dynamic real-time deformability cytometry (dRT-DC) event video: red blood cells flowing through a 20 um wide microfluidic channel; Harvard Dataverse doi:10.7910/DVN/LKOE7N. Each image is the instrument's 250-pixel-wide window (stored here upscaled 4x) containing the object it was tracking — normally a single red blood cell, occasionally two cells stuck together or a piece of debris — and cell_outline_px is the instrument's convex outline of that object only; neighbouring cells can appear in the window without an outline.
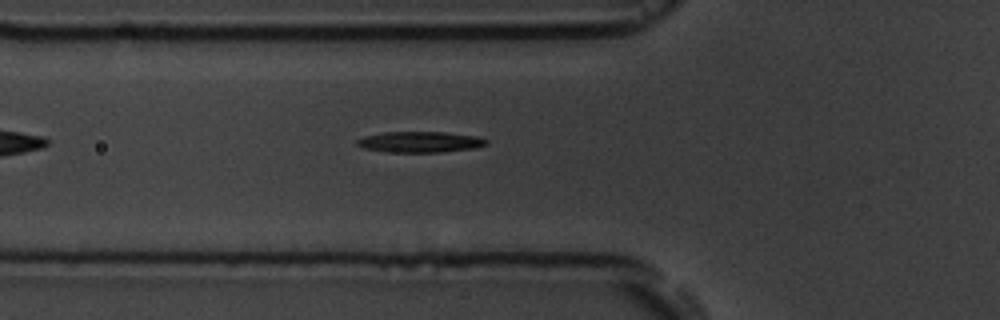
{"species": "common noctule bat (a hibernating species)", "species_latin": "Nyctalus noctula", "temperature_condition": "room temperature", "stored_images_in_passage": 4, "camera_frame_rate_fps": 3000, "um_per_image_px": 0.085, "animal": {"sex": "male", "body_mass_g": 19.5, "forearm_length_mm": 54.6}, "frame": {"image": 1, "passage_image": 4, "time_ms": 4.333, "image_size_px": [1000, 320], "cell_outline_px": [[488, 144], [476, 148], [436, 152], [388, 152], [364, 148], [356, 144], [356, 140], [364, 136], [384, 132], [444, 132], [480, 136], [488, 140]], "centroid_in_image_um": [35.73, 12.06], "position_along_channel_um": 90.1, "area_um2": 15.78}}